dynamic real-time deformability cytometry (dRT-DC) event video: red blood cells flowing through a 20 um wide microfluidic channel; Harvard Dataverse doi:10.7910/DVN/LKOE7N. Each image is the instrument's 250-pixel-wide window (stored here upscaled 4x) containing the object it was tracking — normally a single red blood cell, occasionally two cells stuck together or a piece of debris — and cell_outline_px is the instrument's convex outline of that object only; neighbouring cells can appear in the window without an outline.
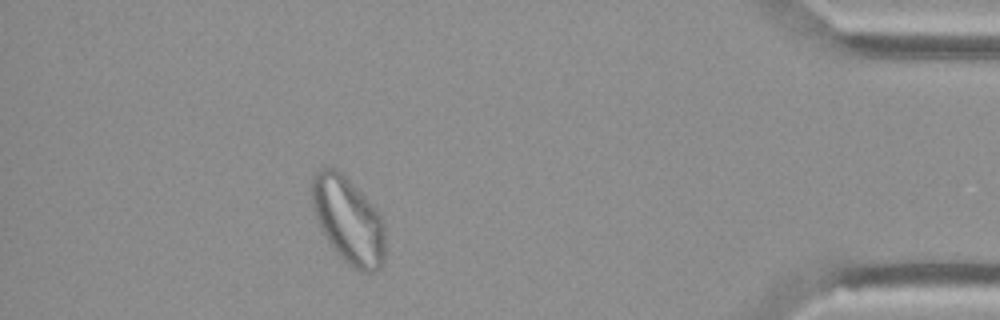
{"species": "Egyptian fruit bat (a non-hibernating species)", "species_latin": "Rousettus aegyptiacus", "temperature_condition": "cold", "stored_images_in_passage": 45, "camera_frame_rate_fps": 3000, "um_per_image_px": 0.085, "animal": {"sex": "female"}, "frame": {"image": 1, "passage_image": 39, "time_ms": 12.667, "image_size_px": [1000, 320], "cell_outline_px": [[384, 260], [380, 268], [376, 272], [360, 272], [352, 268], [336, 252], [320, 228], [312, 208], [312, 176], [316, 168], [336, 168], [380, 212], [384, 224]], "centroid_in_image_um": [29.6, 18.74], "position_along_channel_um": 405.6, "area_um2": 36.93}}